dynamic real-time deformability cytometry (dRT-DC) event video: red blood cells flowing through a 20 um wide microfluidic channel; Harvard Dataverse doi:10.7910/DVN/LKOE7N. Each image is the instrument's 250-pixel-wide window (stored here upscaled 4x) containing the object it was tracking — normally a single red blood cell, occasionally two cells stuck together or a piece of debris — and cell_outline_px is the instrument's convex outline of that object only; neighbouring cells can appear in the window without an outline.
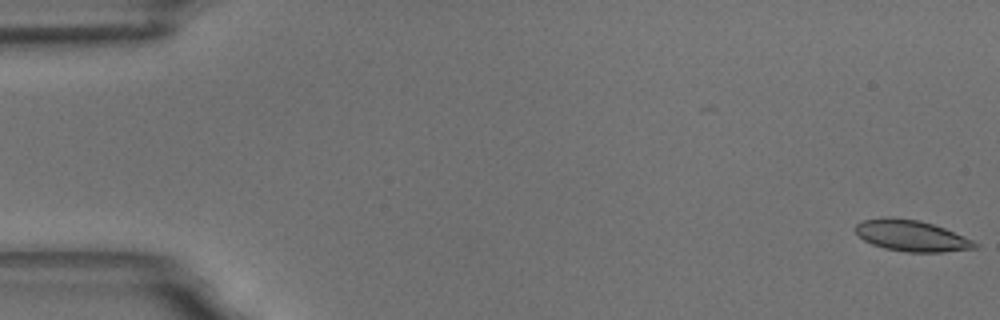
{"species": "common noctule bat (a hibernating species)", "species_latin": "Nyctalus noctula", "temperature_condition": "room temperature", "stored_images_in_passage": 59, "camera_frame_rate_fps": 3000, "um_per_image_px": 0.085, "animal": {"sex": "male", "body_mass_g": 18.8}, "frame": {"image": 1, "passage_image": 1, "time_ms": 0.0, "image_size_px": [1000, 320], "cell_outline_px": [[980, 244], [976, 248], [940, 252], [904, 252], [884, 248], [872, 244], [864, 240], [856, 232], [856, 224], [864, 220], [920, 220], [944, 228], [964, 236]], "centroid_in_image_um": [77.55, 20.09], "position_along_channel_um": 7.5, "area_um2": 20.81}}
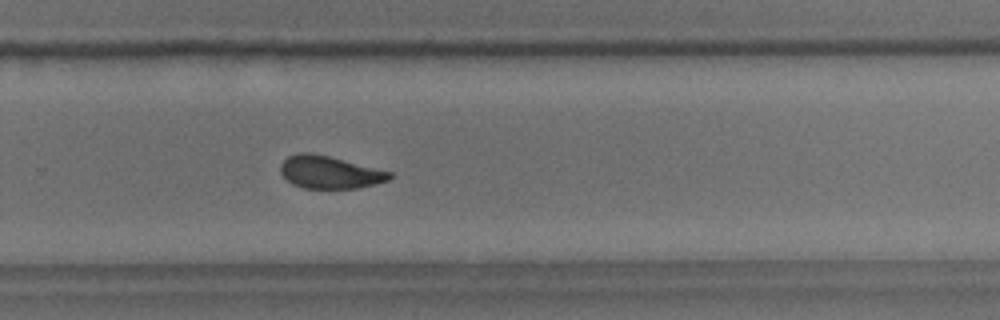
{"frame": {"image": 2, "passage_image": 39, "time_ms": 12.667, "image_size_px": [1000, 320], "cell_outline_px": [[392, 176], [388, 180], [356, 188], [304, 188], [292, 184], [280, 172], [280, 164], [288, 156], [300, 152], [308, 152], [328, 156], [392, 172]], "centroid_in_image_um": [27.98, 14.63], "position_along_channel_um": 301.8, "area_um2": 20.4}}
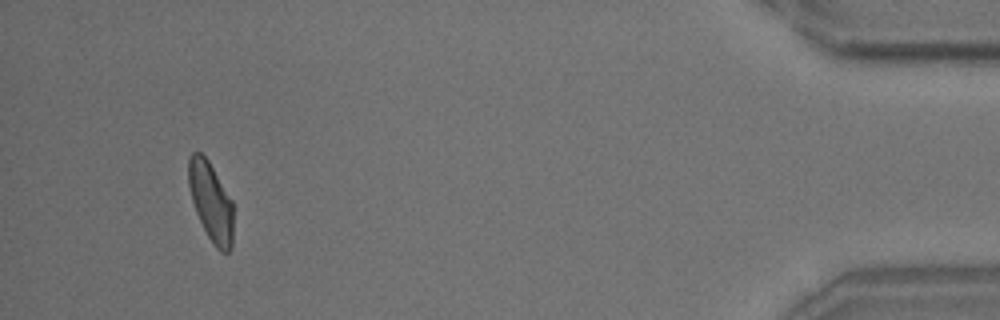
{"frame": {"image": 3, "passage_image": 55, "time_ms": 18.0, "image_size_px": [1000, 320], "cell_outline_px": [[232, 248], [228, 252], [220, 252], [212, 244], [196, 212], [192, 200], [188, 184], [188, 156], [192, 152], [200, 152], [208, 160], [232, 200]], "centroid_in_image_um": [17.91, 17.14], "position_along_channel_um": 417.3, "area_um2": 20.52}, "authors_computed_cell_mechanics": {"area_um2": 21.4438, "velocity_mm_per_s": 3.4782, "shape_relaxation_time_tau1_ms": 4.7259, "shape_relaxation_time_tau2_ms": 2.112, "deformation_change_tau1": 0.1323, "deformation_change_tau2": 0.0703}}